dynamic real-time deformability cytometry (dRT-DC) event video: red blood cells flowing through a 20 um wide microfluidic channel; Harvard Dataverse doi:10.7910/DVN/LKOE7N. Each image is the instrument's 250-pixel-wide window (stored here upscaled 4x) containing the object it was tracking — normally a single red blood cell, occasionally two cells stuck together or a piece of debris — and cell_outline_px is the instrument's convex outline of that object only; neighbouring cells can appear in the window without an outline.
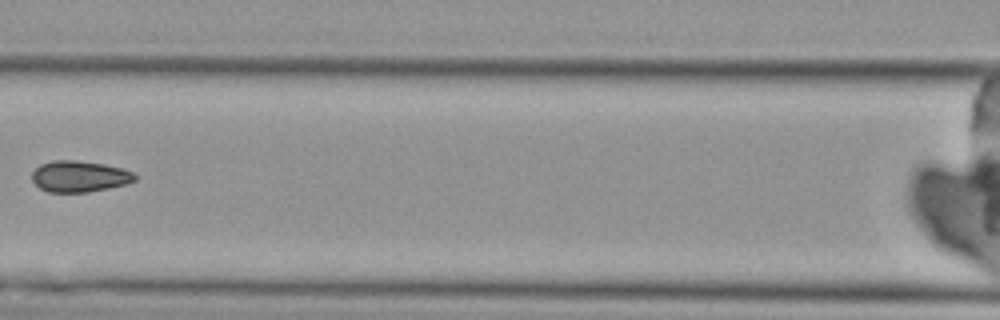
{"species": "Egyptian fruit bat (a non-hibernating species)", "species_latin": "Rousettus aegyptiacus", "temperature_condition": "cold", "stored_images_in_passage": 8, "camera_frame_rate_fps": 3000, "um_per_image_px": 0.085, "animal": {"sex": "female"}, "frame": {"image": 1, "passage_image": 7, "time_ms": 8.0, "image_size_px": [1000, 320], "cell_outline_px": [[136, 180], [124, 184], [108, 188], [88, 192], [48, 192], [40, 188], [32, 180], [32, 172], [40, 164], [52, 160], [76, 160], [104, 164], [124, 168], [132, 172], [136, 176]], "centroid_in_image_um": [6.74, 14.98], "position_along_channel_um": 159.9, "area_um2": 18.73}}
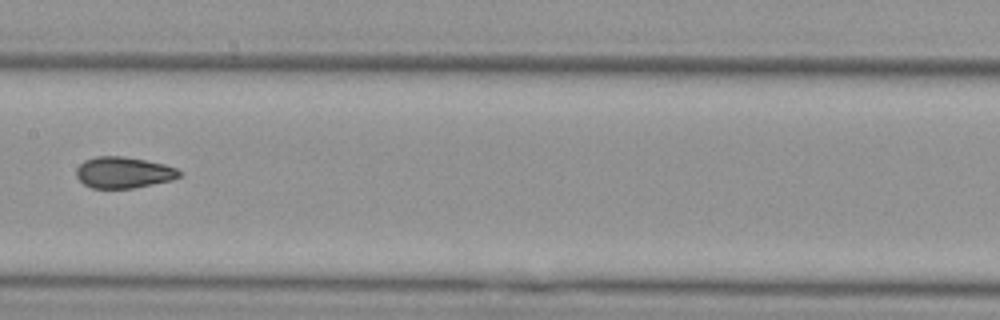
{"frame": {"image": 2, "passage_image": 8, "time_ms": 9.0, "image_size_px": [1000, 320], "cell_outline_px": [[184, 172], [180, 176], [172, 180], [132, 188], [92, 188], [84, 184], [76, 176], [76, 168], [84, 160], [96, 156], [124, 156], [164, 164], [176, 168]], "centroid_in_image_um": [10.5, 14.65], "position_along_channel_um": 196.9, "area_um2": 18.79}}